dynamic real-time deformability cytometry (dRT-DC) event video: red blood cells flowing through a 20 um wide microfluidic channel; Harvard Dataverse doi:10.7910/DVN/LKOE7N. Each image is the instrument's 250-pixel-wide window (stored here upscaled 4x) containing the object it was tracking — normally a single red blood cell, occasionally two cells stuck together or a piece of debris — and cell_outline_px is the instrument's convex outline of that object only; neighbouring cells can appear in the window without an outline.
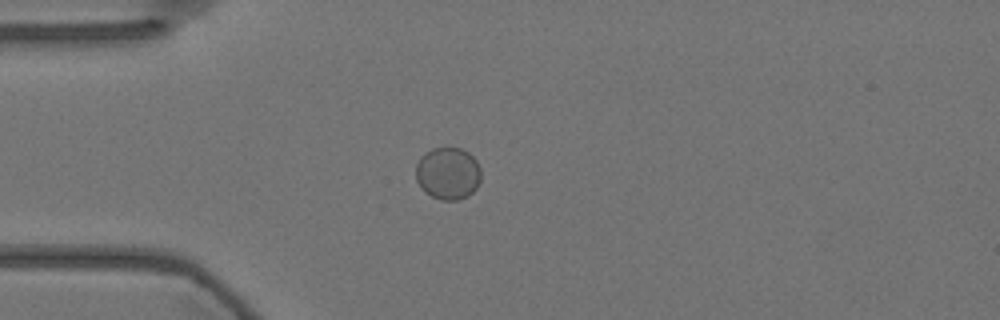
{"species": "Egyptian fruit bat (a non-hibernating species)", "species_latin": "Rousettus aegyptiacus", "temperature_condition": "warm", "stored_images_in_passage": 42, "camera_frame_rate_fps": 3000, "um_per_image_px": 0.085, "animal": {"sex": "female"}, "frame": {"image": 1, "passage_image": 2, "time_ms": 0.333, "image_size_px": [1000, 320], "cell_outline_px": [[480, 180], [476, 188], [468, 196], [456, 200], [440, 200], [424, 192], [420, 188], [416, 180], [416, 164], [420, 156], [424, 152], [432, 148], [460, 148], [468, 152], [476, 160], [480, 168]], "centroid_in_image_um": [38.05, 14.74], "position_along_channel_um": 47.0, "area_um2": 20.06}}
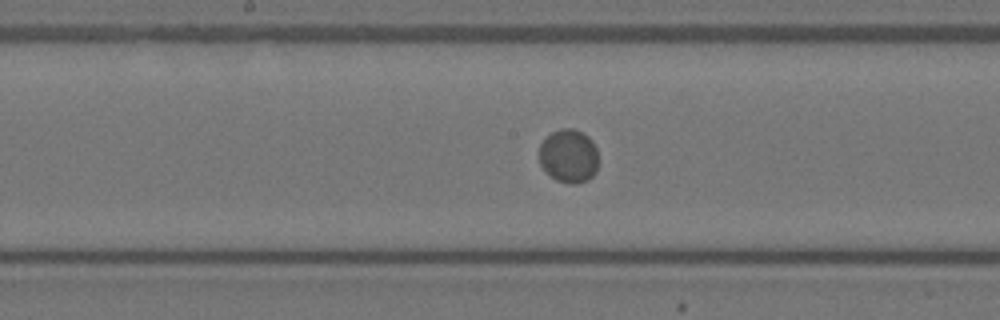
{"frame": {"image": 2, "passage_image": 16, "time_ms": 5.0, "image_size_px": [1000, 320], "cell_outline_px": [[596, 172], [588, 180], [576, 184], [568, 184], [556, 180], [540, 164], [540, 144], [552, 132], [560, 128], [572, 128], [584, 132], [592, 140], [596, 148]], "centroid_in_image_um": [48.35, 13.25], "position_along_channel_um": 199.8, "area_um2": 18.38}}
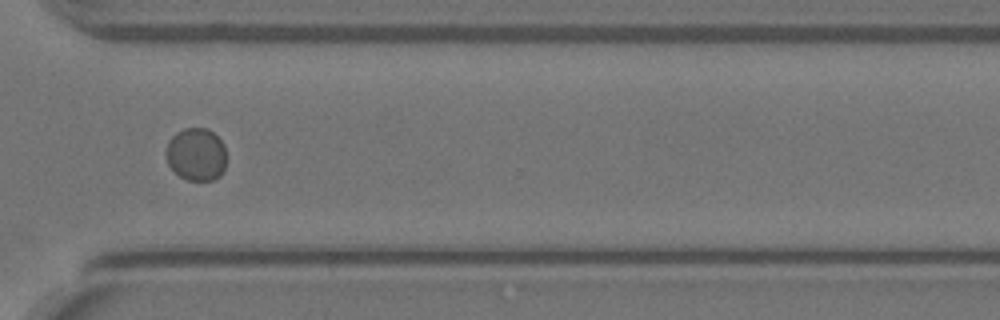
{"frame": {"image": 3, "passage_image": 29, "time_ms": 9.333, "image_size_px": [1000, 320], "cell_outline_px": [[224, 172], [220, 176], [212, 180], [188, 180], [180, 176], [168, 164], [164, 152], [168, 140], [176, 132], [184, 128], [208, 128], [224, 144]], "centroid_in_image_um": [16.65, 13.11], "position_along_channel_um": 354.0, "area_um2": 18.61}}